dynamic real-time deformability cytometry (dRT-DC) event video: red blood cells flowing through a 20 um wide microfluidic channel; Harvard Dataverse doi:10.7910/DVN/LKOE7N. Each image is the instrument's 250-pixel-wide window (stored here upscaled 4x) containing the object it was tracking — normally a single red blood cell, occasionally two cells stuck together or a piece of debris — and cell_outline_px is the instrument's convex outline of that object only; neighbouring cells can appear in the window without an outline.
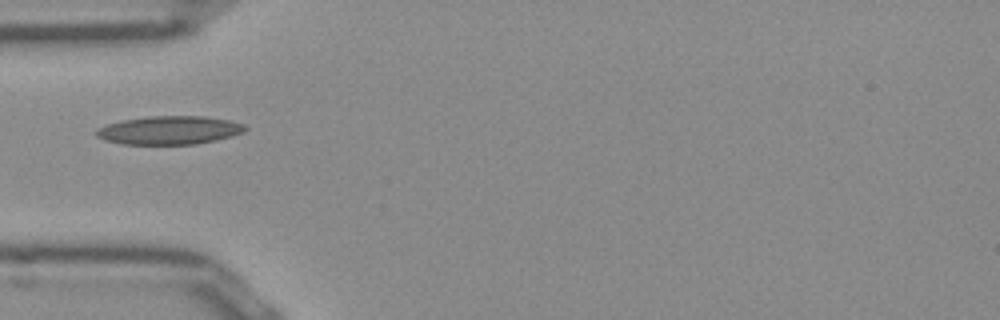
{"species": "Egyptian fruit bat (a non-hibernating species)", "species_latin": "Rousettus aegyptiacus", "temperature_condition": "room temperature", "stored_images_in_passage": 37, "camera_frame_rate_fps": 3000, "um_per_image_px": 0.085, "frame": {"image": 1, "passage_image": 1, "time_ms": 0.0, "image_size_px": [1000, 320], "cell_outline_px": [[248, 128], [244, 132], [232, 136], [216, 140], [196, 144], [124, 144], [104, 140], [96, 136], [92, 132], [96, 128], [120, 120], [148, 116], [204, 116], [228, 120], [244, 124]], "centroid_in_image_um": [14.36, 11.06], "position_along_channel_um": 70.6, "area_um2": 24.85}}
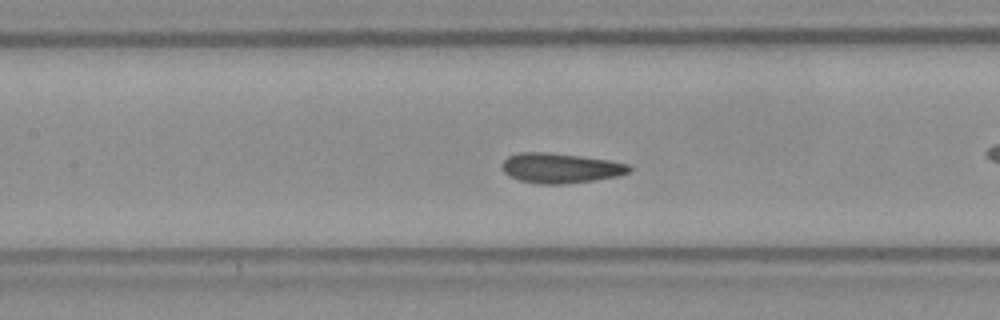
{"frame": {"image": 2, "passage_image": 7, "time_ms": 2.0, "image_size_px": [1000, 320], "cell_outline_px": [[632, 168], [628, 172], [616, 176], [592, 180], [564, 184], [536, 184], [520, 180], [508, 176], [504, 172], [504, 160], [508, 156], [520, 152], [548, 152], [580, 156], [608, 160], [628, 164]], "centroid_in_image_um": [47.61, 14.28], "position_along_channel_um": 159.8, "area_um2": 21.96}}
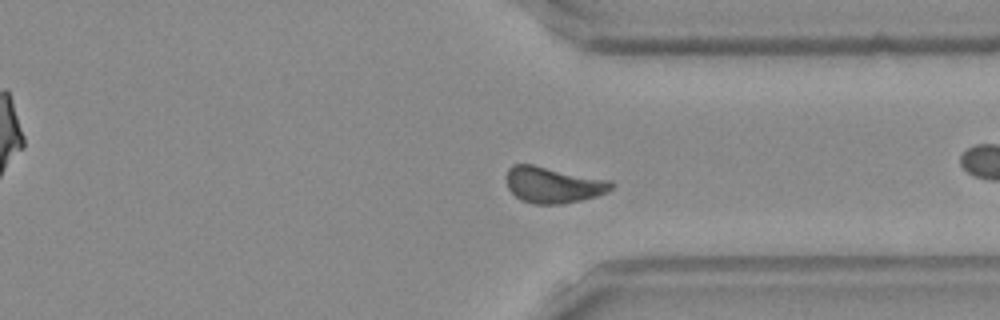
{"frame": {"image": 3, "passage_image": 23, "time_ms": 7.333, "image_size_px": [1000, 320], "cell_outline_px": [[612, 188], [608, 192], [596, 196], [564, 204], [532, 204], [520, 200], [508, 188], [504, 176], [508, 168], [512, 164], [532, 164], [612, 180]], "centroid_in_image_um": [46.98, 15.7], "position_along_channel_um": 364.4, "area_um2": 22.43}}